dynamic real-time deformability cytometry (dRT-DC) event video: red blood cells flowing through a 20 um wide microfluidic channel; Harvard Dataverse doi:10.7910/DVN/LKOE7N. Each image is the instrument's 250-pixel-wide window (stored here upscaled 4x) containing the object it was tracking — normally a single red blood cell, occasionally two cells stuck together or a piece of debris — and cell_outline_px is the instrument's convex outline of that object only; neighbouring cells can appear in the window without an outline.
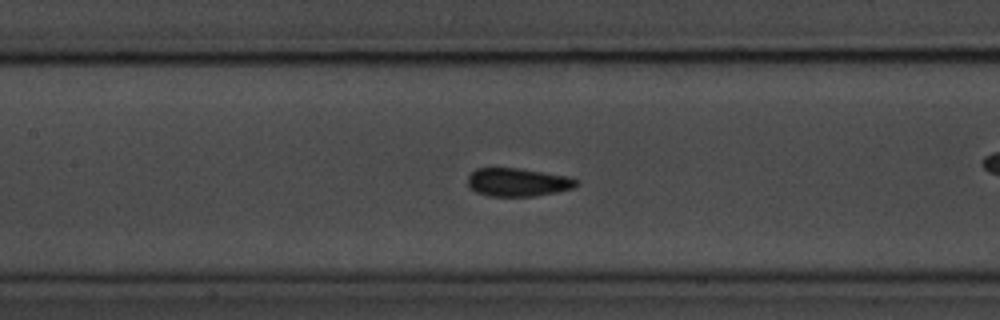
{"species": "common noctule bat (a hibernating species)", "species_latin": "Nyctalus noctula", "temperature_condition": "room temperature", "stored_images_in_passage": 56, "camera_frame_rate_fps": 3000, "um_per_image_px": 0.085, "animal": {"sex": "male", "body_mass_g": 20.1, "forearm_length_mm": 53.5}, "frame": {"image": 1, "passage_image": 25, "time_ms": 8.0, "image_size_px": [1000, 320], "cell_outline_px": [[580, 184], [572, 188], [556, 192], [532, 196], [488, 196], [476, 192], [468, 184], [468, 176], [476, 168], [520, 168], [568, 176], [580, 180]], "centroid_in_image_um": [44.04, 15.48], "position_along_channel_um": 163.4, "area_um2": 17.92}, "authors_computed_cell_mechanics": {"area_um2": 17.7446, "velocity_mm_per_s": 3.6138, "shape_relaxation_time_tau1_ms": 2.7912, "shape_relaxation_time_tau2_ms": 0.9353, "deformation_change_tau1": 0.0972, "deformation_change_tau2": 0.0577}}